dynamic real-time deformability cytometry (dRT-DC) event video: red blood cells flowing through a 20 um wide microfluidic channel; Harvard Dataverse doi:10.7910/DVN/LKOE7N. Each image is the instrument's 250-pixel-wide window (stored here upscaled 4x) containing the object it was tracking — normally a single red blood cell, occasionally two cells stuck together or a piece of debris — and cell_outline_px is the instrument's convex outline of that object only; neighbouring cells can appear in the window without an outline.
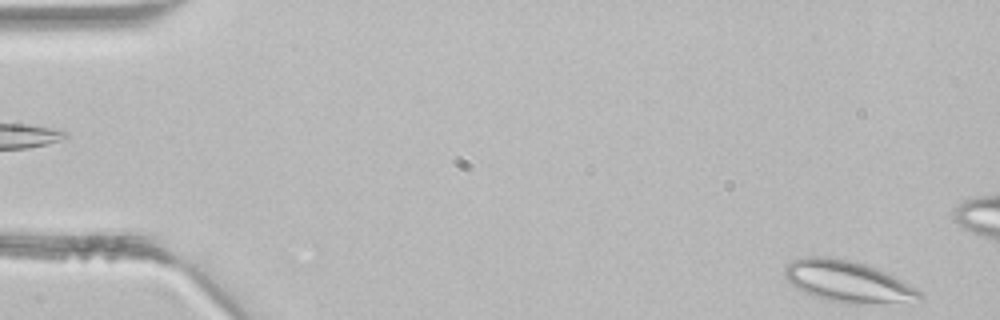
{"species": "common noctule bat (a hibernating species)", "species_latin": "Nyctalus noctula", "temperature_condition": "room temperature", "stored_images_in_passage": 3, "camera_frame_rate_fps": 3000, "um_per_image_px": 0.085, "animal": {"sex": "male", "body_mass_g": 21.5, "forearm_length_mm": 52.0}, "frame": {"image": 1, "passage_image": 3, "time_ms": 0.667, "image_size_px": [1000, 320], "cell_outline_px": [[924, 300], [860, 304], [844, 304], [828, 300], [804, 292], [796, 288], [784, 276], [784, 268], [792, 260], [808, 256], [824, 256], [848, 260], [864, 264], [876, 268], [924, 292]], "centroid_in_image_um": [72.06, 23.94], "position_along_channel_um": 12.9, "area_um2": 32.37}}